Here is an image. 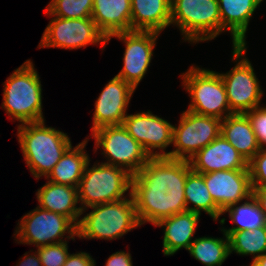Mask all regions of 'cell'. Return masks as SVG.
<instances>
[{"mask_svg": "<svg viewBox=\"0 0 266 266\" xmlns=\"http://www.w3.org/2000/svg\"><path fill=\"white\" fill-rule=\"evenodd\" d=\"M192 170L187 160L151 157L132 176L131 194L141 225L186 211L184 188Z\"/></svg>", "mask_w": 266, "mask_h": 266, "instance_id": "obj_1", "label": "cell"}, {"mask_svg": "<svg viewBox=\"0 0 266 266\" xmlns=\"http://www.w3.org/2000/svg\"><path fill=\"white\" fill-rule=\"evenodd\" d=\"M17 132L24 160L37 180L46 178L72 145L67 133L46 127L45 120L19 124Z\"/></svg>", "mask_w": 266, "mask_h": 266, "instance_id": "obj_2", "label": "cell"}, {"mask_svg": "<svg viewBox=\"0 0 266 266\" xmlns=\"http://www.w3.org/2000/svg\"><path fill=\"white\" fill-rule=\"evenodd\" d=\"M3 102L9 119L20 124L44 121L42 112V85L31 60H26L3 84Z\"/></svg>", "mask_w": 266, "mask_h": 266, "instance_id": "obj_3", "label": "cell"}, {"mask_svg": "<svg viewBox=\"0 0 266 266\" xmlns=\"http://www.w3.org/2000/svg\"><path fill=\"white\" fill-rule=\"evenodd\" d=\"M128 195L129 198L88 207L93 210L81 217L76 237L114 240L140 227L131 191Z\"/></svg>", "mask_w": 266, "mask_h": 266, "instance_id": "obj_4", "label": "cell"}, {"mask_svg": "<svg viewBox=\"0 0 266 266\" xmlns=\"http://www.w3.org/2000/svg\"><path fill=\"white\" fill-rule=\"evenodd\" d=\"M89 166L90 161L77 187L82 214L86 212L87 207L126 198L124 194L132 189V175L129 172L119 166L103 162Z\"/></svg>", "mask_w": 266, "mask_h": 266, "instance_id": "obj_5", "label": "cell"}, {"mask_svg": "<svg viewBox=\"0 0 266 266\" xmlns=\"http://www.w3.org/2000/svg\"><path fill=\"white\" fill-rule=\"evenodd\" d=\"M181 79L183 80L182 86L191 98L187 110L220 120L233 114L219 72L192 65L181 75Z\"/></svg>", "mask_w": 266, "mask_h": 266, "instance_id": "obj_6", "label": "cell"}, {"mask_svg": "<svg viewBox=\"0 0 266 266\" xmlns=\"http://www.w3.org/2000/svg\"><path fill=\"white\" fill-rule=\"evenodd\" d=\"M181 31L184 41H210L221 33L218 0H171V22Z\"/></svg>", "mask_w": 266, "mask_h": 266, "instance_id": "obj_7", "label": "cell"}, {"mask_svg": "<svg viewBox=\"0 0 266 266\" xmlns=\"http://www.w3.org/2000/svg\"><path fill=\"white\" fill-rule=\"evenodd\" d=\"M246 50L244 45L233 47L231 57L236 62L234 68L225 74L219 73L233 113H245L260 107L264 93L250 60L245 56Z\"/></svg>", "mask_w": 266, "mask_h": 266, "instance_id": "obj_8", "label": "cell"}, {"mask_svg": "<svg viewBox=\"0 0 266 266\" xmlns=\"http://www.w3.org/2000/svg\"><path fill=\"white\" fill-rule=\"evenodd\" d=\"M17 225L14 232L17 243L36 247L64 242L66 234L67 241L77 236V226L68 217L39 206L25 214Z\"/></svg>", "mask_w": 266, "mask_h": 266, "instance_id": "obj_9", "label": "cell"}, {"mask_svg": "<svg viewBox=\"0 0 266 266\" xmlns=\"http://www.w3.org/2000/svg\"><path fill=\"white\" fill-rule=\"evenodd\" d=\"M91 133L95 139V151L101 147L107 158L104 163L124 168L132 176L151 158L123 125L104 126Z\"/></svg>", "mask_w": 266, "mask_h": 266, "instance_id": "obj_10", "label": "cell"}, {"mask_svg": "<svg viewBox=\"0 0 266 266\" xmlns=\"http://www.w3.org/2000/svg\"><path fill=\"white\" fill-rule=\"evenodd\" d=\"M221 122L215 117L184 111L178 127L173 126L172 144L175 149L167 152V157L189 161L199 150L221 135Z\"/></svg>", "mask_w": 266, "mask_h": 266, "instance_id": "obj_11", "label": "cell"}, {"mask_svg": "<svg viewBox=\"0 0 266 266\" xmlns=\"http://www.w3.org/2000/svg\"><path fill=\"white\" fill-rule=\"evenodd\" d=\"M45 14L52 19L43 32L38 48L73 50L90 44H100L105 49L107 38L99 31L92 18H60L53 16L46 8Z\"/></svg>", "mask_w": 266, "mask_h": 266, "instance_id": "obj_12", "label": "cell"}, {"mask_svg": "<svg viewBox=\"0 0 266 266\" xmlns=\"http://www.w3.org/2000/svg\"><path fill=\"white\" fill-rule=\"evenodd\" d=\"M159 34L153 31H127L107 38V43L112 37L124 42L123 68L116 76L135 90L150 66Z\"/></svg>", "mask_w": 266, "mask_h": 266, "instance_id": "obj_13", "label": "cell"}, {"mask_svg": "<svg viewBox=\"0 0 266 266\" xmlns=\"http://www.w3.org/2000/svg\"><path fill=\"white\" fill-rule=\"evenodd\" d=\"M122 125L150 157H167L165 150L172 144L174 126L170 122L148 110L128 114ZM156 149L160 151H154Z\"/></svg>", "mask_w": 266, "mask_h": 266, "instance_id": "obj_14", "label": "cell"}, {"mask_svg": "<svg viewBox=\"0 0 266 266\" xmlns=\"http://www.w3.org/2000/svg\"><path fill=\"white\" fill-rule=\"evenodd\" d=\"M101 91L94 103L91 132L104 126L122 125L135 89L115 75Z\"/></svg>", "mask_w": 266, "mask_h": 266, "instance_id": "obj_15", "label": "cell"}, {"mask_svg": "<svg viewBox=\"0 0 266 266\" xmlns=\"http://www.w3.org/2000/svg\"><path fill=\"white\" fill-rule=\"evenodd\" d=\"M200 174L203 175L212 199L222 212L252 196L249 170H223Z\"/></svg>", "mask_w": 266, "mask_h": 266, "instance_id": "obj_16", "label": "cell"}, {"mask_svg": "<svg viewBox=\"0 0 266 266\" xmlns=\"http://www.w3.org/2000/svg\"><path fill=\"white\" fill-rule=\"evenodd\" d=\"M189 162L197 173L249 170L248 162L222 135L199 150Z\"/></svg>", "mask_w": 266, "mask_h": 266, "instance_id": "obj_17", "label": "cell"}, {"mask_svg": "<svg viewBox=\"0 0 266 266\" xmlns=\"http://www.w3.org/2000/svg\"><path fill=\"white\" fill-rule=\"evenodd\" d=\"M201 214L191 211H184L159 220L154 226L164 229L163 254L174 255L178 250H188L194 241L199 218Z\"/></svg>", "mask_w": 266, "mask_h": 266, "instance_id": "obj_18", "label": "cell"}, {"mask_svg": "<svg viewBox=\"0 0 266 266\" xmlns=\"http://www.w3.org/2000/svg\"><path fill=\"white\" fill-rule=\"evenodd\" d=\"M264 0H218L221 16V33L229 31L232 47L246 46L249 21Z\"/></svg>", "mask_w": 266, "mask_h": 266, "instance_id": "obj_19", "label": "cell"}, {"mask_svg": "<svg viewBox=\"0 0 266 266\" xmlns=\"http://www.w3.org/2000/svg\"><path fill=\"white\" fill-rule=\"evenodd\" d=\"M35 194L40 208L68 217L76 226L79 224L82 210L77 206V187L48 181Z\"/></svg>", "mask_w": 266, "mask_h": 266, "instance_id": "obj_20", "label": "cell"}, {"mask_svg": "<svg viewBox=\"0 0 266 266\" xmlns=\"http://www.w3.org/2000/svg\"><path fill=\"white\" fill-rule=\"evenodd\" d=\"M91 18L106 38L131 31V0H93Z\"/></svg>", "mask_w": 266, "mask_h": 266, "instance_id": "obj_21", "label": "cell"}, {"mask_svg": "<svg viewBox=\"0 0 266 266\" xmlns=\"http://www.w3.org/2000/svg\"><path fill=\"white\" fill-rule=\"evenodd\" d=\"M171 22V0H131V31L161 33Z\"/></svg>", "mask_w": 266, "mask_h": 266, "instance_id": "obj_22", "label": "cell"}, {"mask_svg": "<svg viewBox=\"0 0 266 266\" xmlns=\"http://www.w3.org/2000/svg\"><path fill=\"white\" fill-rule=\"evenodd\" d=\"M221 135L249 162L261 149L245 113H233L221 122Z\"/></svg>", "mask_w": 266, "mask_h": 266, "instance_id": "obj_23", "label": "cell"}, {"mask_svg": "<svg viewBox=\"0 0 266 266\" xmlns=\"http://www.w3.org/2000/svg\"><path fill=\"white\" fill-rule=\"evenodd\" d=\"M88 140L85 138L75 147L71 145L45 179L58 184L78 187L85 167L91 161L84 150Z\"/></svg>", "mask_w": 266, "mask_h": 266, "instance_id": "obj_24", "label": "cell"}, {"mask_svg": "<svg viewBox=\"0 0 266 266\" xmlns=\"http://www.w3.org/2000/svg\"><path fill=\"white\" fill-rule=\"evenodd\" d=\"M186 211L196 212L201 214L204 211L214 221L218 220L222 216V211L215 204L212 199L203 175L191 170L187 174L185 188H184ZM193 205L190 207L189 205Z\"/></svg>", "mask_w": 266, "mask_h": 266, "instance_id": "obj_25", "label": "cell"}, {"mask_svg": "<svg viewBox=\"0 0 266 266\" xmlns=\"http://www.w3.org/2000/svg\"><path fill=\"white\" fill-rule=\"evenodd\" d=\"M227 212L229 213L228 215L231 222L237 225L229 229L222 228L227 236L233 231H252L254 228L266 225L265 215L260 210V207L253 196L246 199L242 204L238 202L237 204L227 207L222 212V215Z\"/></svg>", "mask_w": 266, "mask_h": 266, "instance_id": "obj_26", "label": "cell"}, {"mask_svg": "<svg viewBox=\"0 0 266 266\" xmlns=\"http://www.w3.org/2000/svg\"><path fill=\"white\" fill-rule=\"evenodd\" d=\"M223 232V238H195L189 246L190 255L205 266H221L230 255L229 238Z\"/></svg>", "mask_w": 266, "mask_h": 266, "instance_id": "obj_27", "label": "cell"}, {"mask_svg": "<svg viewBox=\"0 0 266 266\" xmlns=\"http://www.w3.org/2000/svg\"><path fill=\"white\" fill-rule=\"evenodd\" d=\"M228 238L230 254L254 255V261L266 253V225L252 231H233Z\"/></svg>", "mask_w": 266, "mask_h": 266, "instance_id": "obj_28", "label": "cell"}, {"mask_svg": "<svg viewBox=\"0 0 266 266\" xmlns=\"http://www.w3.org/2000/svg\"><path fill=\"white\" fill-rule=\"evenodd\" d=\"M45 8L60 18H91L93 0H51Z\"/></svg>", "mask_w": 266, "mask_h": 266, "instance_id": "obj_29", "label": "cell"}, {"mask_svg": "<svg viewBox=\"0 0 266 266\" xmlns=\"http://www.w3.org/2000/svg\"><path fill=\"white\" fill-rule=\"evenodd\" d=\"M42 266H63L68 255V242L37 247Z\"/></svg>", "mask_w": 266, "mask_h": 266, "instance_id": "obj_30", "label": "cell"}, {"mask_svg": "<svg viewBox=\"0 0 266 266\" xmlns=\"http://www.w3.org/2000/svg\"><path fill=\"white\" fill-rule=\"evenodd\" d=\"M252 188L266 186V147L248 162Z\"/></svg>", "mask_w": 266, "mask_h": 266, "instance_id": "obj_31", "label": "cell"}, {"mask_svg": "<svg viewBox=\"0 0 266 266\" xmlns=\"http://www.w3.org/2000/svg\"><path fill=\"white\" fill-rule=\"evenodd\" d=\"M260 147H266V106H260L245 112Z\"/></svg>", "mask_w": 266, "mask_h": 266, "instance_id": "obj_32", "label": "cell"}, {"mask_svg": "<svg viewBox=\"0 0 266 266\" xmlns=\"http://www.w3.org/2000/svg\"><path fill=\"white\" fill-rule=\"evenodd\" d=\"M96 262L87 252L69 254L63 266H95Z\"/></svg>", "mask_w": 266, "mask_h": 266, "instance_id": "obj_33", "label": "cell"}, {"mask_svg": "<svg viewBox=\"0 0 266 266\" xmlns=\"http://www.w3.org/2000/svg\"><path fill=\"white\" fill-rule=\"evenodd\" d=\"M132 257L129 252L117 251L109 256L105 266H133Z\"/></svg>", "mask_w": 266, "mask_h": 266, "instance_id": "obj_34", "label": "cell"}, {"mask_svg": "<svg viewBox=\"0 0 266 266\" xmlns=\"http://www.w3.org/2000/svg\"><path fill=\"white\" fill-rule=\"evenodd\" d=\"M252 196L257 201L260 210L266 218V186L252 188Z\"/></svg>", "mask_w": 266, "mask_h": 266, "instance_id": "obj_35", "label": "cell"}, {"mask_svg": "<svg viewBox=\"0 0 266 266\" xmlns=\"http://www.w3.org/2000/svg\"><path fill=\"white\" fill-rule=\"evenodd\" d=\"M23 261L18 263L19 266H42L38 253L35 251L34 254H28L27 252L23 256ZM16 265V266H18Z\"/></svg>", "mask_w": 266, "mask_h": 266, "instance_id": "obj_36", "label": "cell"}, {"mask_svg": "<svg viewBox=\"0 0 266 266\" xmlns=\"http://www.w3.org/2000/svg\"><path fill=\"white\" fill-rule=\"evenodd\" d=\"M252 266H266V253H264L259 258L255 259L251 263Z\"/></svg>", "mask_w": 266, "mask_h": 266, "instance_id": "obj_37", "label": "cell"}]
</instances>
